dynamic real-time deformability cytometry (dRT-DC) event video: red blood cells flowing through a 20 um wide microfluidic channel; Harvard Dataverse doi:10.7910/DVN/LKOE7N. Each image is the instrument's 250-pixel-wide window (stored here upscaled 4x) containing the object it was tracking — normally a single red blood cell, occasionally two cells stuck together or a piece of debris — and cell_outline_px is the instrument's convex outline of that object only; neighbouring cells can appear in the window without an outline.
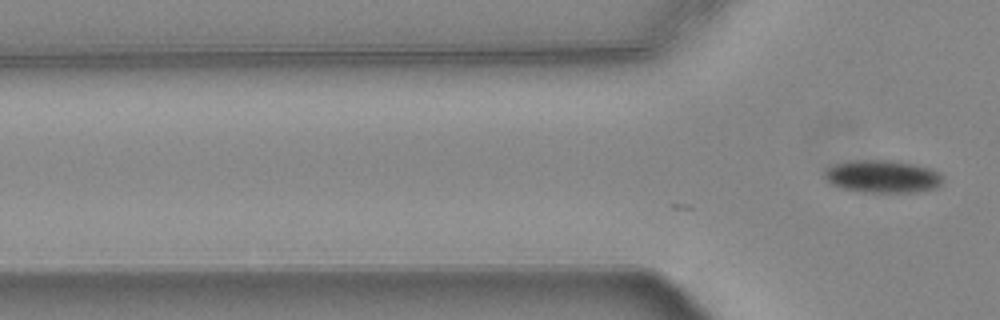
{"species": "common noctule bat (a hibernating species)", "species_latin": "Nyctalus noctula", "temperature_condition": "warm", "stored_images_in_passage": 2, "camera_frame_rate_fps": 3000, "um_per_image_px": 0.085, "animal": {"sex": "female", "body_mass_g": 24.6, "forearm_length_mm": 56.2}, "frame": {"image": 1, "passage_image": 2, "time_ms": 0.333, "image_size_px": [1000, 320], "cell_outline_px": [[944, 176], [940, 184], [936, 188], [916, 192], [860, 192], [844, 188], [832, 184], [824, 176], [824, 172], [828, 168], [836, 164], [852, 160], [892, 160], [932, 168]], "centroid_in_image_um": [75.05, 15.0], "position_along_channel_um": 50.7, "area_um2": 22.43}}